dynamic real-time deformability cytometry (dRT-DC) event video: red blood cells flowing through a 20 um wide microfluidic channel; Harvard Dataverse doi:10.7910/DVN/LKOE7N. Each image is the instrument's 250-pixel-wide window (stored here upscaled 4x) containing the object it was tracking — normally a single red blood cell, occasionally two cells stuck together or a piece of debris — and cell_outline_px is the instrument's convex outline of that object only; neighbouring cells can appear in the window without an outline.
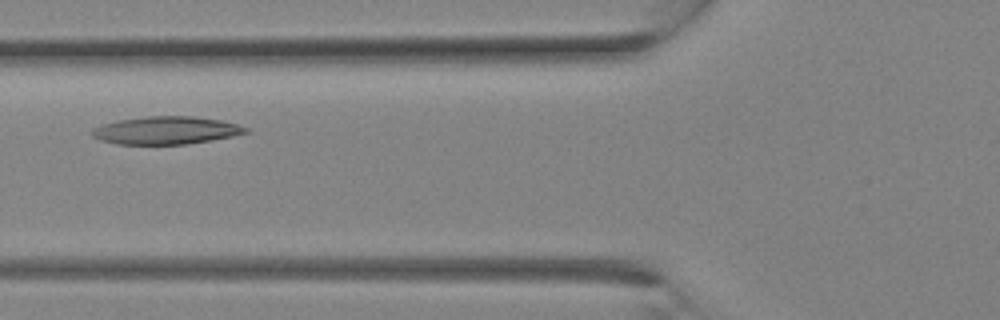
{"species": "Egyptian fruit bat (a non-hibernating species)", "species_latin": "Rousettus aegyptiacus", "temperature_condition": "room temperature", "stored_images_in_passage": 7, "camera_frame_rate_fps": 3000, "um_per_image_px": 0.085, "animal": {"sex": "female"}, "frame": {"image": 1, "passage_image": 4, "time_ms": 1.0, "image_size_px": [1000, 320], "cell_outline_px": [[248, 132], [232, 136], [212, 140], [188, 144], [116, 144], [100, 140], [92, 136], [92, 128], [116, 120], [144, 116], [192, 116], [220, 120], [236, 124], [248, 128]], "centroid_in_image_um": [14.09, 11.08], "position_along_channel_um": 111.7, "area_um2": 24.85}}
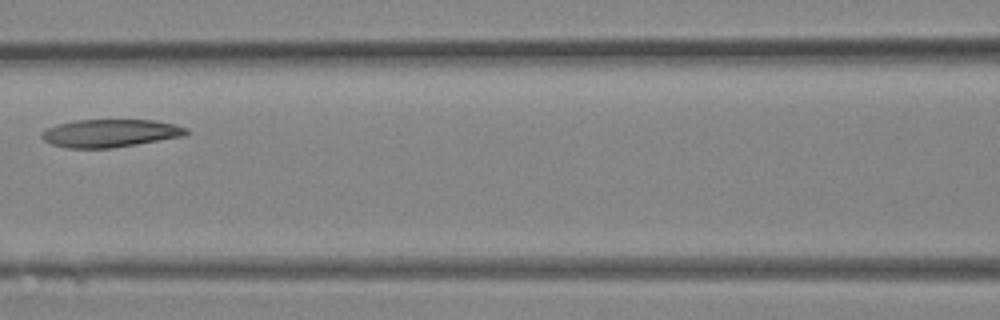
{"frame": {"image": 2, "passage_image": 6, "time_ms": 1.667, "image_size_px": [1000, 320], "cell_outline_px": [[188, 132], [184, 136], [112, 148], [68, 148], [52, 144], [44, 140], [40, 136], [40, 132], [44, 128], [56, 124], [76, 120], [156, 120], [176, 124], [188, 128]], "centroid_in_image_um": [9.34, 11.31], "position_along_channel_um": 157.3, "area_um2": 23.64}}